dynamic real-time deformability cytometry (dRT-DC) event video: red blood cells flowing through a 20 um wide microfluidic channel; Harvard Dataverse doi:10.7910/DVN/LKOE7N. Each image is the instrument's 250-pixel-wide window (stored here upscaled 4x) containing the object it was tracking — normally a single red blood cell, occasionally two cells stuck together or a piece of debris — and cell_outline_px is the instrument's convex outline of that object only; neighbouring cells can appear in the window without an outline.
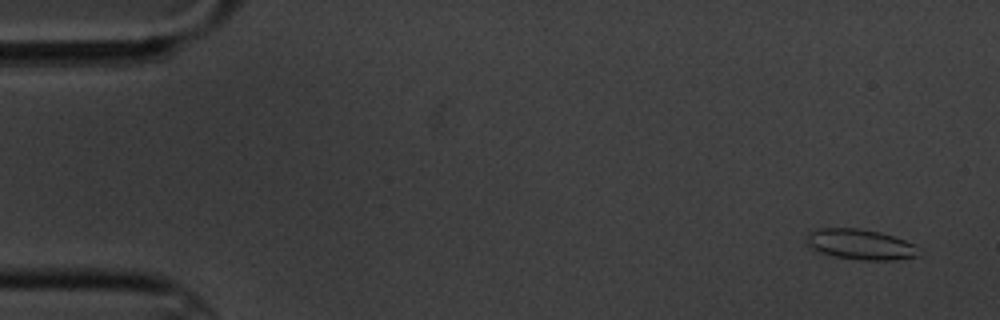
{"species": "common noctule bat (a hibernating species)", "species_latin": "Nyctalus noctula", "temperature_condition": "cold", "stored_images_in_passage": 5, "camera_frame_rate_fps": 3000, "um_per_image_px": 0.085, "animal": {"sex": "male", "body_mass_g": 20.1, "forearm_length_mm": 53.5}, "frame": {"image": 1, "passage_image": 1, "time_ms": 0.0, "image_size_px": [1000, 320], "cell_outline_px": [[924, 252], [920, 256], [896, 260], [860, 260], [832, 256], [808, 248], [804, 244], [804, 236], [808, 232], [820, 228], [860, 228], [880, 232], [916, 244]], "centroid_in_image_um": [73.12, 20.78], "position_along_channel_um": 11.9, "area_um2": 20.63}}
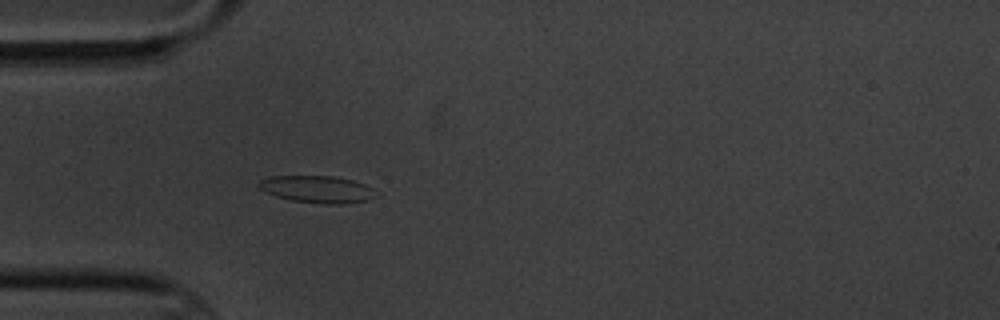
{"frame": {"image": 2, "passage_image": 5, "time_ms": 4.667, "image_size_px": [1000, 320], "cell_outline_px": [[380, 196], [368, 200], [344, 204], [328, 204], [292, 200], [276, 196], [264, 192], [260, 188], [260, 180], [268, 176], [332, 176], [352, 180], [364, 184], [372, 188]], "centroid_in_image_um": [27.01, 16.09], "position_along_channel_um": 58.0, "area_um2": 18.5}}